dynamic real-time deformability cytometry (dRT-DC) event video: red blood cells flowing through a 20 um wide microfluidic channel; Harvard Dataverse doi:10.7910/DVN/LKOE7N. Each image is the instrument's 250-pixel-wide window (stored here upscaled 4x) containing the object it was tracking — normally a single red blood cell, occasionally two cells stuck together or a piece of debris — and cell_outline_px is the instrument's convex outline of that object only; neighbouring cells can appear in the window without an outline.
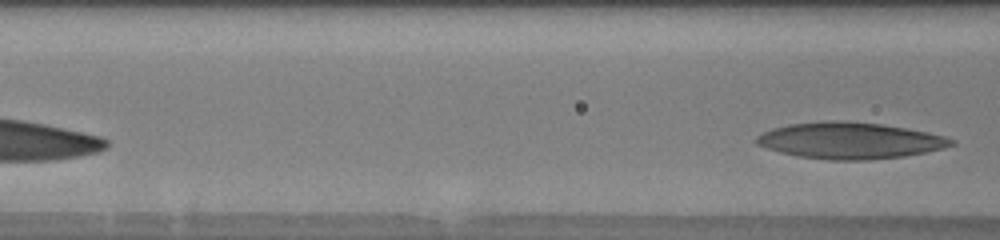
{"species": "human", "species_latin": "Homo sapiens", "temperature_condition": "warm", "stored_images_in_passage": 6, "segment_of_instrument_passage": [2, 2], "camera_frame_rate_fps": 3000, "um_per_image_px": 0.085, "donor": {"sex": "male"}, "frame": {"image": 1, "passage_image": 6, "time_ms": 3.0, "image_size_px": [1000, 240], "cell_outline_px": [[956, 144], [944, 148], [904, 156], [868, 160], [828, 160], [800, 156], [780, 152], [756, 144], [756, 136], [772, 128], [788, 124], [832, 120], [880, 124], [928, 132], [944, 136], [956, 140]], "centroid_in_image_um": [72.25, 11.95], "position_along_channel_um": 94.3, "area_um2": 41.04}}